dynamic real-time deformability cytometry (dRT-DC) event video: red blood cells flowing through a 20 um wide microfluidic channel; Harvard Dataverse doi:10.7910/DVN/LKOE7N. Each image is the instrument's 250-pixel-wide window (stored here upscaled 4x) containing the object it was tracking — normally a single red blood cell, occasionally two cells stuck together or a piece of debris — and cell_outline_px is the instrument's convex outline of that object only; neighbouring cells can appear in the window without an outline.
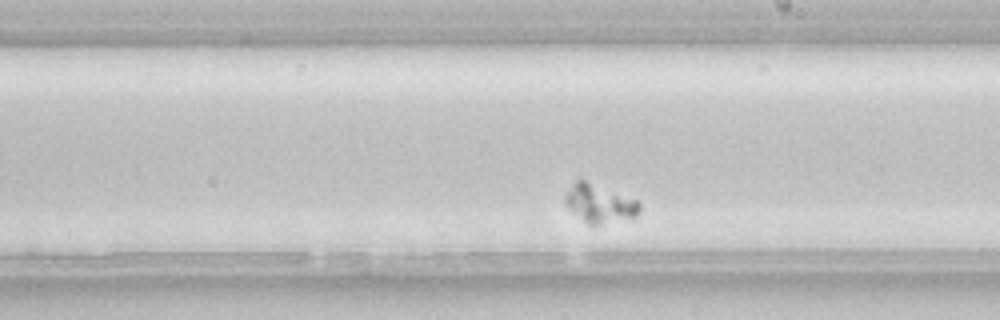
{"species": "common noctule bat (a hibernating species)", "species_latin": "Nyctalus noctula", "temperature_condition": "room temperature", "stored_images_in_passage": 31, "camera_frame_rate_fps": 3000, "um_per_image_px": 0.085, "animal": {"sex": "female", "body_mass_g": 22.7, "forearm_length_mm": 54.2}, "frame": {"image": 1, "passage_image": 18, "time_ms": 5.667, "image_size_px": [1000, 320], "cell_outline_px": [[640, 212], [636, 216], [600, 224], [588, 224], [572, 212], [564, 204], [564, 196], [572, 184], [576, 180], [584, 180], [636, 200], [640, 204]], "centroid_in_image_um": [50.92, 17.3], "position_along_channel_um": 238.1, "area_um2": 16.18}}